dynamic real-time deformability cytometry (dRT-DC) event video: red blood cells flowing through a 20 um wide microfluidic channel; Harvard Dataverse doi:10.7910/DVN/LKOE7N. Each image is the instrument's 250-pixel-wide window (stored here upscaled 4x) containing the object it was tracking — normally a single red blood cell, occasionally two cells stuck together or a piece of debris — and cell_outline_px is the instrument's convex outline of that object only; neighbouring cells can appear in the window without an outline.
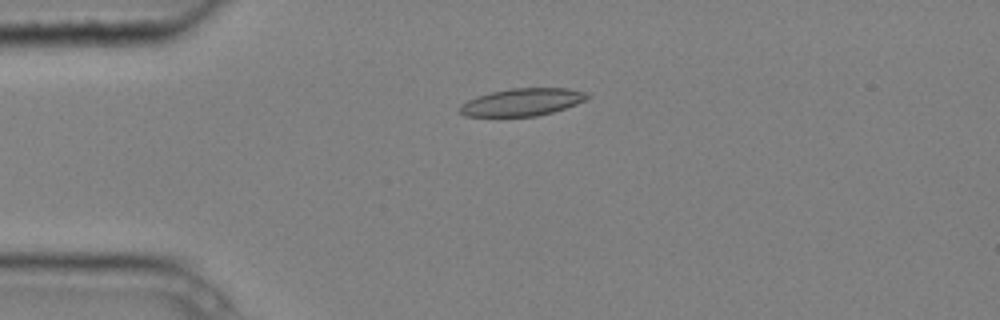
{"species": "common noctule bat (a hibernating species)", "species_latin": "Nyctalus noctula", "temperature_condition": "cold", "stored_images_in_passage": 6, "camera_frame_rate_fps": 3000, "um_per_image_px": 0.085, "animal": {"sex": "male", "body_mass_g": 20.4}, "frame": {"image": 1, "passage_image": 6, "time_ms": 1.667, "image_size_px": [1000, 320], "cell_outline_px": [[592, 96], [576, 104], [552, 112], [536, 116], [464, 116], [460, 112], [460, 104], [476, 96], [492, 92], [512, 88], [568, 88], [584, 92]], "centroid_in_image_um": [44.38, 8.67], "position_along_channel_um": 40.6, "area_um2": 20.23}}